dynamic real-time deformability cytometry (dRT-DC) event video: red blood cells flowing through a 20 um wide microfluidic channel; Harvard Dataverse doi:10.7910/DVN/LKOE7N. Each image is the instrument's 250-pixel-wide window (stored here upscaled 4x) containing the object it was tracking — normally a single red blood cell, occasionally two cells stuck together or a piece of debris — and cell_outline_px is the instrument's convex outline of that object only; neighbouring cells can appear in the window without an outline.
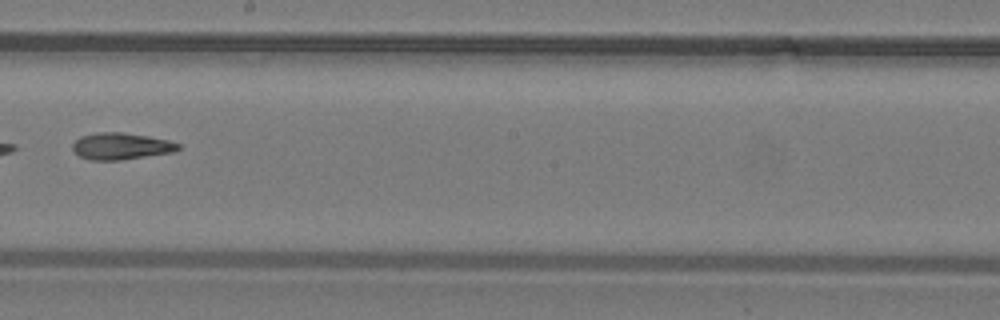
{"species": "common noctule bat (a hibernating species)", "species_latin": "Nyctalus noctula", "temperature_condition": "warm", "stored_images_in_passage": 23, "camera_frame_rate_fps": 3000, "um_per_image_px": 0.085, "animal": {"sex": "male", "body_mass_g": 19.2, "forearm_length_mm": 51.8}, "frame": {"image": 1, "passage_image": 10, "time_ms": 3.0, "image_size_px": [1000, 320], "cell_outline_px": [[180, 148], [172, 152], [120, 160], [88, 160], [80, 156], [72, 148], [72, 144], [80, 136], [96, 132], [120, 132], [148, 136], [168, 140], [180, 144]], "centroid_in_image_um": [10.26, 12.42], "position_along_channel_um": 237.9, "area_um2": 16.36}}
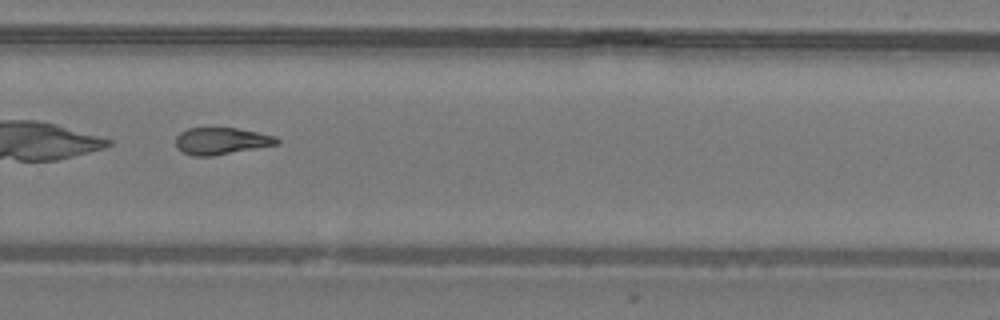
{"frame": {"image": 2, "passage_image": 14, "time_ms": 4.333, "image_size_px": [1000, 320], "cell_outline_px": [[280, 144], [212, 156], [192, 156], [180, 152], [176, 148], [176, 136], [180, 132], [188, 128], [236, 128], [276, 136], [280, 140]], "centroid_in_image_um": [18.79, 11.99], "position_along_channel_um": 311.0, "area_um2": 16.01}}